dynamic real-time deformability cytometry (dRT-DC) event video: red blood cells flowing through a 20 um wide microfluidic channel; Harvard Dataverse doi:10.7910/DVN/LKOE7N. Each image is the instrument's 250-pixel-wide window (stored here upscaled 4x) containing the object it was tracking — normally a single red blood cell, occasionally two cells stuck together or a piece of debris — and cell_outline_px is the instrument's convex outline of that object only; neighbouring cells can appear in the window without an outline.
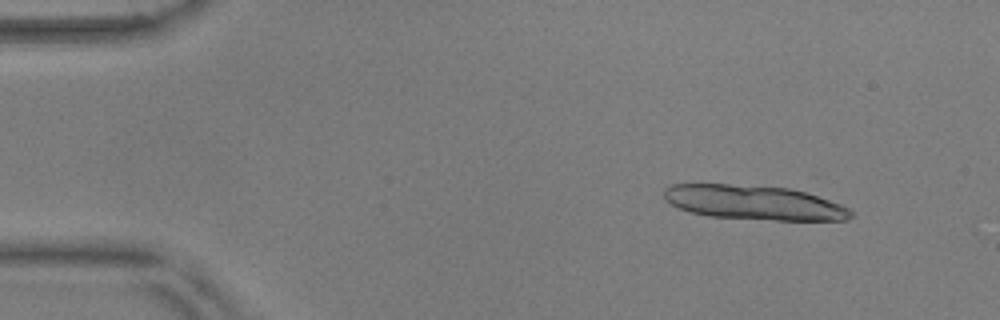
{"species": "common noctule bat (a hibernating species)", "species_latin": "Nyctalus noctula", "temperature_condition": "warm", "stored_images_in_passage": 14, "camera_frame_rate_fps": 3000, "um_per_image_px": 0.085, "animal": {"sex": "male", "body_mass_g": 17.9, "forearm_length_mm": 54.2}, "frame": {"image": 1, "passage_image": 5, "time_ms": 1.333, "image_size_px": [1000, 320], "cell_outline_px": [[852, 216], [844, 220], [776, 220], [708, 216], [692, 212], [680, 208], [672, 204], [664, 196], [664, 188], [672, 184], [728, 184], [792, 188], [840, 204], [848, 208], [852, 212]], "centroid_in_image_um": [64.08, 17.21], "position_along_channel_um": 20.9, "area_um2": 37.05}}